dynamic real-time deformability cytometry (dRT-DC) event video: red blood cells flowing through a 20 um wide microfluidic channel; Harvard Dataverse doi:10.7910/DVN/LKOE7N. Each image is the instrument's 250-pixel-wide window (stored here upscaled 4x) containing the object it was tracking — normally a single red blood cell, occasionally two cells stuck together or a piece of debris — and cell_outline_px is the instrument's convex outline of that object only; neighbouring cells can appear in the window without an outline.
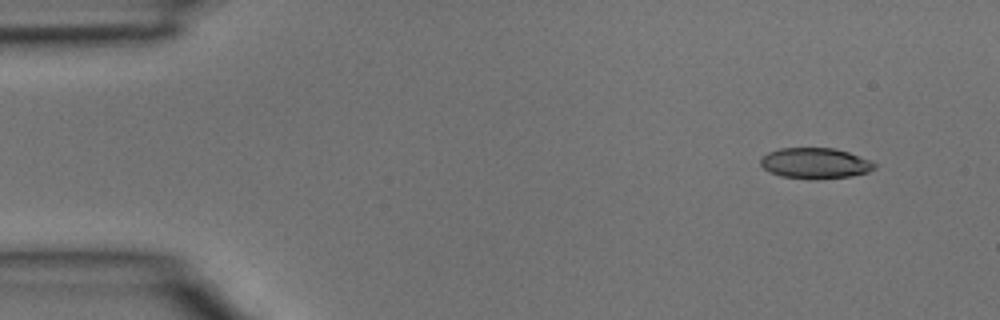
{"species": "common noctule bat (a hibernating species)", "species_latin": "Nyctalus noctula", "temperature_condition": "room temperature", "stored_images_in_passage": 3, "camera_frame_rate_fps": 3000, "um_per_image_px": 0.085, "animal": {"sex": "male", "body_mass_g": 15.6}, "frame": {"image": 1, "passage_image": 1, "time_ms": 0.0, "image_size_px": [1000, 320], "cell_outline_px": [[876, 168], [868, 172], [852, 176], [816, 180], [780, 176], [764, 168], [760, 164], [760, 156], [768, 152], [780, 148], [836, 148], [848, 152], [868, 160], [876, 164]], "centroid_in_image_um": [69.27, 13.88], "position_along_channel_um": 15.7, "area_um2": 20.52}}
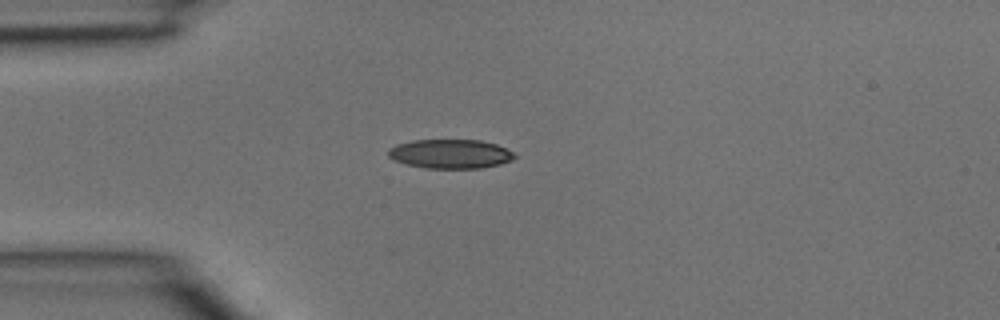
{"frame": {"image": 2, "passage_image": 3, "time_ms": 0.667, "image_size_px": [1000, 320], "cell_outline_px": [[516, 156], [512, 160], [500, 164], [480, 168], [424, 168], [408, 164], [396, 160], [388, 156], [388, 148], [396, 144], [412, 140], [480, 140], [496, 144], [512, 152]], "centroid_in_image_um": [38.26, 13.07], "position_along_channel_um": 46.7, "area_um2": 21.33}}